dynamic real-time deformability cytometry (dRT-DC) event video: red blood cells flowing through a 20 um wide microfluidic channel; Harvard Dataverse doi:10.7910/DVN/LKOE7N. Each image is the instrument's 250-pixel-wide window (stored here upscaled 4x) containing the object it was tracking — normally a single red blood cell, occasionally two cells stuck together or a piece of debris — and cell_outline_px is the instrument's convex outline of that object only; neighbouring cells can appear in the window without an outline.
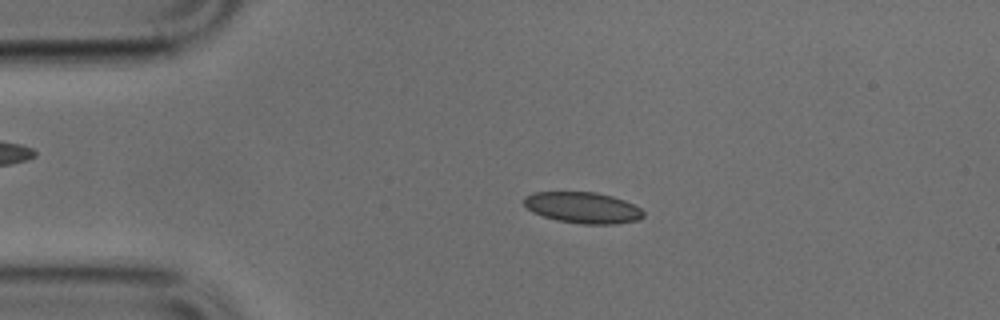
{"species": "common noctule bat (a hibernating species)", "species_latin": "Nyctalus noctula", "temperature_condition": "cold", "stored_images_in_passage": 50, "camera_frame_rate_fps": 3000, "um_per_image_px": 0.085, "animal": {"sex": "male", "body_mass_g": 17.9, "forearm_length_mm": 54.2}, "frame": {"image": 1, "passage_image": 10, "time_ms": 3.0, "image_size_px": [1000, 320], "cell_outline_px": [[644, 216], [636, 220], [616, 224], [580, 224], [556, 220], [532, 212], [524, 204], [524, 196], [532, 192], [596, 192], [612, 196], [624, 200], [640, 208], [644, 212]], "centroid_in_image_um": [49.52, 17.65], "position_along_channel_um": 35.5, "area_um2": 21.68}}
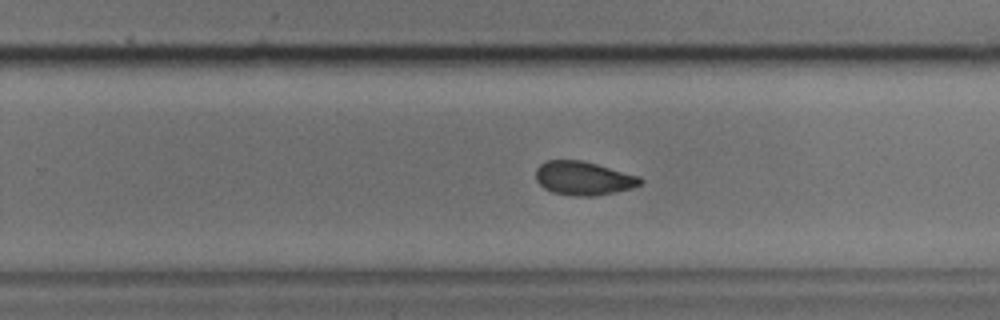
{"frame": {"image": 2, "passage_image": 31, "time_ms": 10.0, "image_size_px": [1000, 320], "cell_outline_px": [[644, 180], [640, 184], [632, 188], [616, 192], [596, 196], [572, 196], [552, 192], [544, 188], [536, 180], [536, 168], [540, 164], [548, 160], [580, 160], [596, 164], [640, 176]], "centroid_in_image_um": [49.59, 15.16], "position_along_channel_um": 280.2, "area_um2": 20.58}}
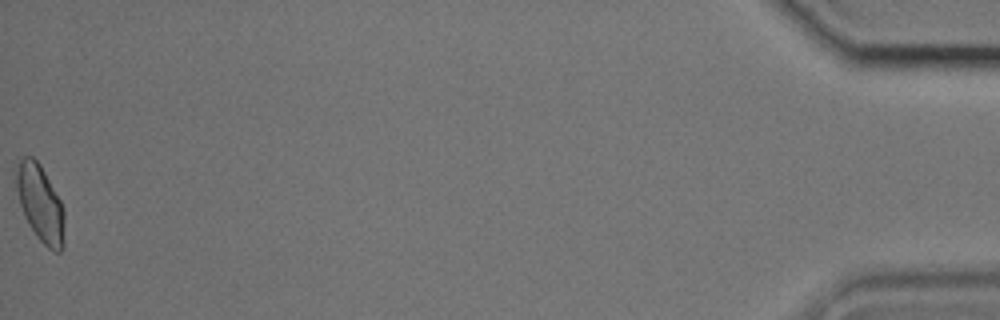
{"frame": {"image": 3, "passage_image": 50, "time_ms": 16.333, "image_size_px": [1000, 320], "cell_outline_px": [[64, 244], [60, 252], [56, 252], [48, 248], [36, 236], [28, 224], [24, 216], [20, 204], [16, 188], [12, 168], [24, 156], [32, 156], [40, 164], [60, 200], [64, 208]], "centroid_in_image_um": [3.39, 17.26], "position_along_channel_um": 431.8, "area_um2": 21.91}}